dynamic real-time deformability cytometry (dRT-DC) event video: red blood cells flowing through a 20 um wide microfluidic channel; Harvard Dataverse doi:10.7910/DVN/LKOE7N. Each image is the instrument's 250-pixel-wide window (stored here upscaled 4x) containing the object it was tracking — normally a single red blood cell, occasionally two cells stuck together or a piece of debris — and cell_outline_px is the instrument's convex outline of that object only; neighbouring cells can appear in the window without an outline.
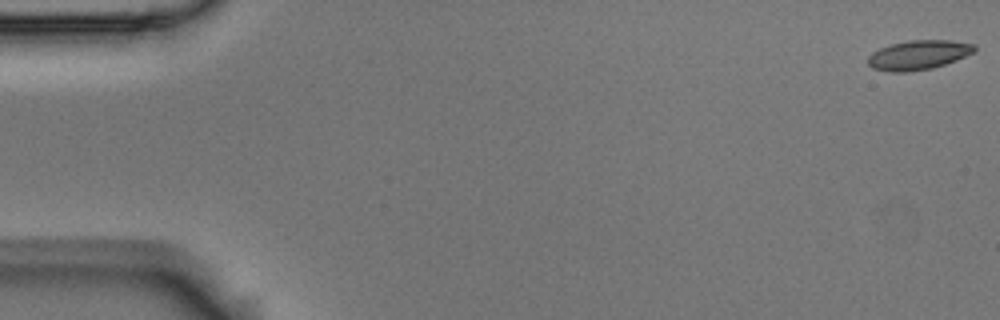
{"species": "Egyptian fruit bat (a non-hibernating species)", "species_latin": "Rousettus aegyptiacus", "temperature_condition": "room temperature", "stored_images_in_passage": 5, "camera_frame_rate_fps": 3000, "um_per_image_px": 0.085, "animal": {"sex": "male"}, "frame": {"image": 1, "passage_image": 1, "time_ms": 0.0, "image_size_px": [1000, 320], "cell_outline_px": [[976, 48], [972, 52], [956, 60], [932, 68], [908, 72], [888, 72], [872, 68], [868, 64], [868, 56], [872, 52], [880, 48], [892, 44], [908, 40], [952, 40], [976, 44]], "centroid_in_image_um": [78.04, 4.67], "position_along_channel_um": 7.0, "area_um2": 18.26}}
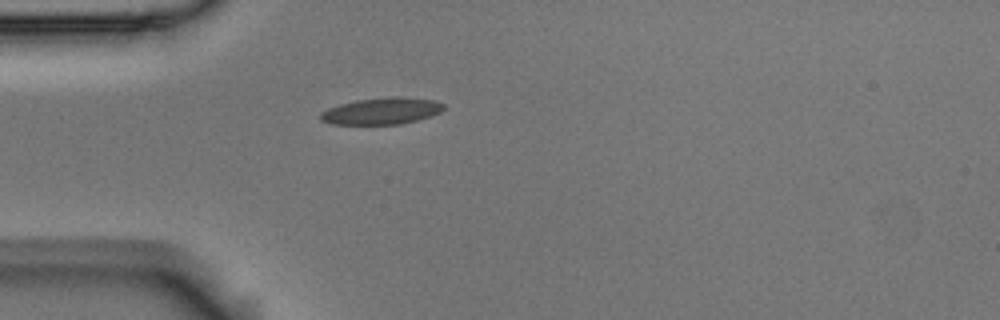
{"frame": {"image": 2, "passage_image": 5, "time_ms": 1.333, "image_size_px": [1000, 320], "cell_outline_px": [[444, 108], [440, 112], [432, 116], [400, 124], [332, 124], [320, 120], [320, 112], [328, 108], [340, 104], [356, 100], [396, 96], [400, 96], [432, 100], [444, 104]], "centroid_in_image_um": [32.43, 9.44], "position_along_channel_um": 52.6, "area_um2": 19.07}}